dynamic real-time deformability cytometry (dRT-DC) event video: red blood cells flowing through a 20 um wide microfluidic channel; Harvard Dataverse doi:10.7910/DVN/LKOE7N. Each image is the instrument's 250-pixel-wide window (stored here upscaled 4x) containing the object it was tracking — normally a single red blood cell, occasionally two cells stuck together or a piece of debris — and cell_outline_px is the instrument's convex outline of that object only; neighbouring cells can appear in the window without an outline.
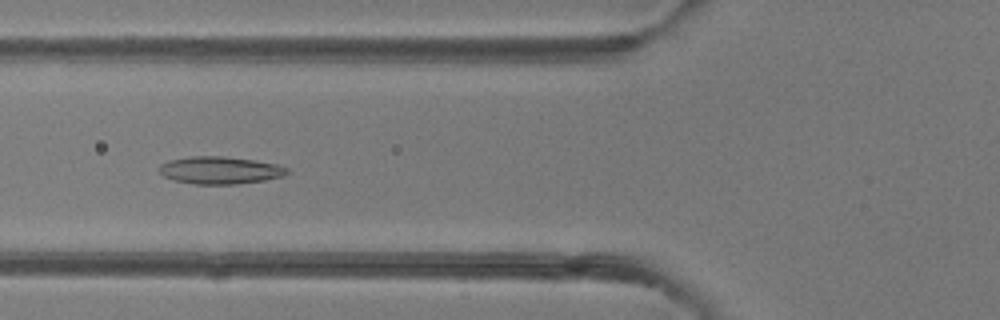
{"species": "common noctule bat (a hibernating species)", "species_latin": "Nyctalus noctula", "temperature_condition": "room temperature", "stored_images_in_passage": 38, "camera_frame_rate_fps": 3000, "um_per_image_px": 0.085, "animal": {"sex": "female"}, "frame": {"image": 1, "passage_image": 8, "time_ms": 2.333, "image_size_px": [1000, 320], "cell_outline_px": [[288, 172], [284, 176], [264, 180], [236, 184], [196, 184], [172, 180], [164, 176], [160, 172], [160, 164], [168, 160], [188, 156], [224, 156], [252, 160], [276, 164], [288, 168]], "centroid_in_image_um": [18.67, 14.47], "position_along_channel_um": 107.1, "area_um2": 20.4}}
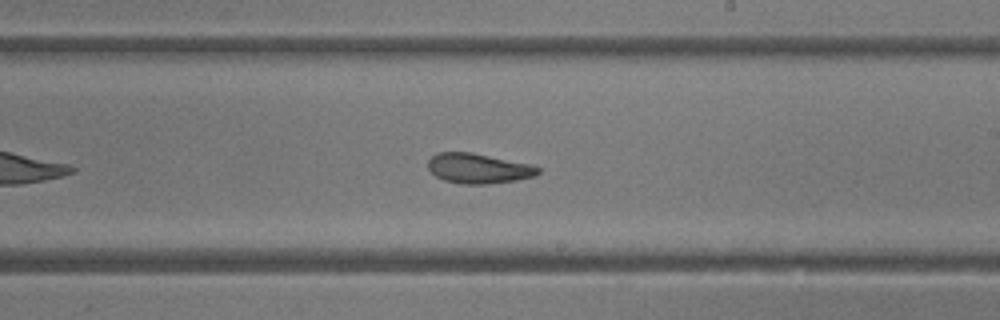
{"frame": {"image": 2, "passage_image": 18, "time_ms": 5.667, "image_size_px": [1000, 320], "cell_outline_px": [[540, 172], [536, 176], [516, 180], [488, 184], [460, 184], [444, 180], [436, 176], [428, 168], [428, 160], [436, 152], [472, 152], [528, 164], [540, 168]], "centroid_in_image_um": [40.64, 14.32], "position_along_channel_um": 248.4, "area_um2": 19.19}}
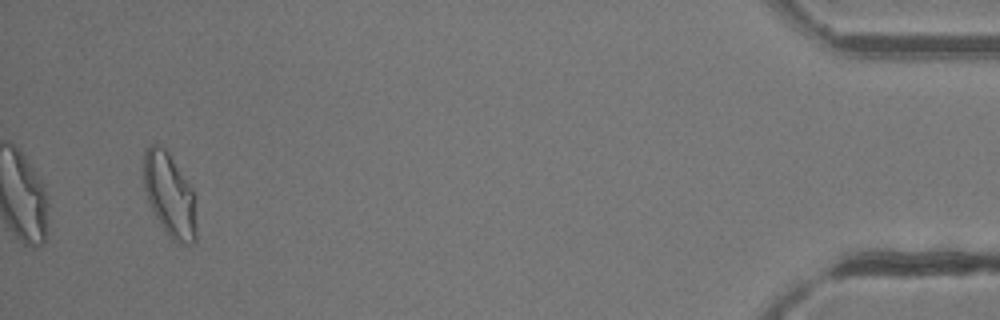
{"frame": {"image": 3, "passage_image": 36, "time_ms": 11.667, "image_size_px": [1000, 320], "cell_outline_px": [[196, 240], [192, 244], [184, 244], [172, 240], [148, 204], [144, 188], [144, 152], [148, 144], [156, 144], [164, 148], [168, 152], [192, 188], [196, 228]], "centroid_in_image_um": [14.4, 16.56], "position_along_channel_um": 420.8, "area_um2": 25.37}, "authors_computed_cell_mechanics": {"area_um2": 20.519, "velocity_mm_per_s": 4.2414, "shape_relaxation_time_tau1_ms": 6.4247, "shape_relaxation_time_tau2_ms": 3.6883, "deformation_change_tau1": 0.1713, "deformation_change_tau2": 0.1137}}